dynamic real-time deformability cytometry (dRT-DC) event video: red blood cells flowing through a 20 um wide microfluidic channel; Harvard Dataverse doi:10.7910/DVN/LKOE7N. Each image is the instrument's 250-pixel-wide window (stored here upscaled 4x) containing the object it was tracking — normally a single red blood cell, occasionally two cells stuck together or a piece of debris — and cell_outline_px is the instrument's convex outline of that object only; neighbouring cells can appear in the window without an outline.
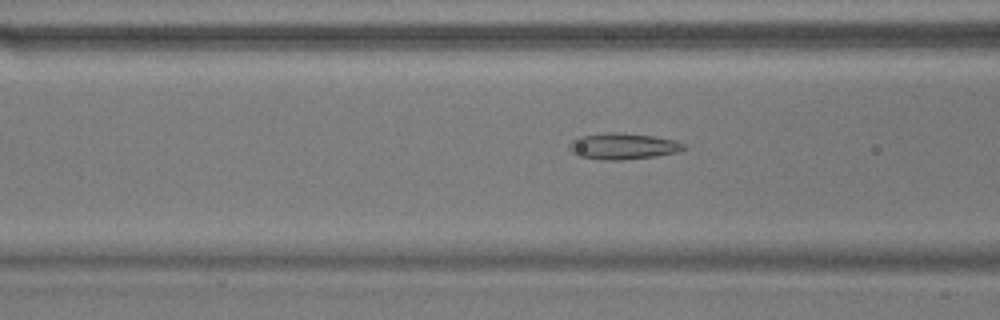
{"species": "common noctule bat (a hibernating species)", "species_latin": "Nyctalus noctula", "temperature_condition": "warm", "stored_images_in_passage": 40, "camera_frame_rate_fps": 3000, "um_per_image_px": 0.085, "animal": {"sex": "male", "body_mass_g": 17.9}, "frame": {"image": 1, "passage_image": 6, "time_ms": 1.667, "image_size_px": [1000, 320], "cell_outline_px": [[688, 148], [680, 152], [656, 156], [620, 160], [604, 160], [576, 156], [568, 148], [568, 144], [572, 140], [580, 136], [608, 132], [616, 132], [652, 136], [676, 140], [684, 144]], "centroid_in_image_um": [52.95, 12.43], "position_along_channel_um": 113.6, "area_um2": 17.69}}
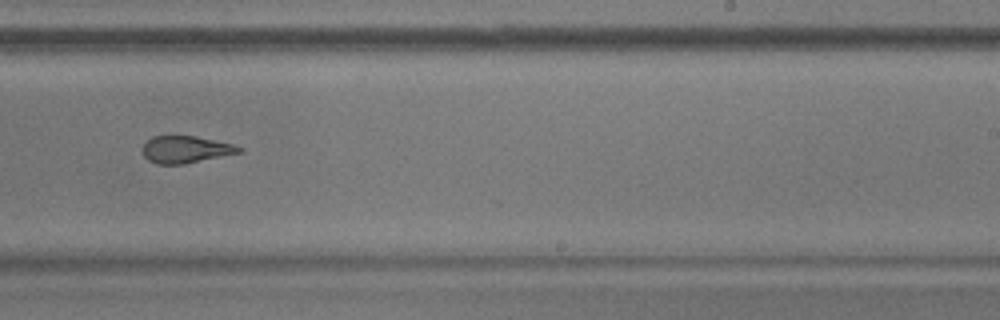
{"frame": {"image": 2, "passage_image": 19, "time_ms": 6.0, "image_size_px": [1000, 320], "cell_outline_px": [[244, 148], [240, 152], [184, 164], [156, 164], [148, 160], [144, 156], [144, 144], [152, 136], [196, 136], [232, 144]], "centroid_in_image_um": [15.77, 12.7], "position_along_channel_um": 273.2, "area_um2": 14.97}}
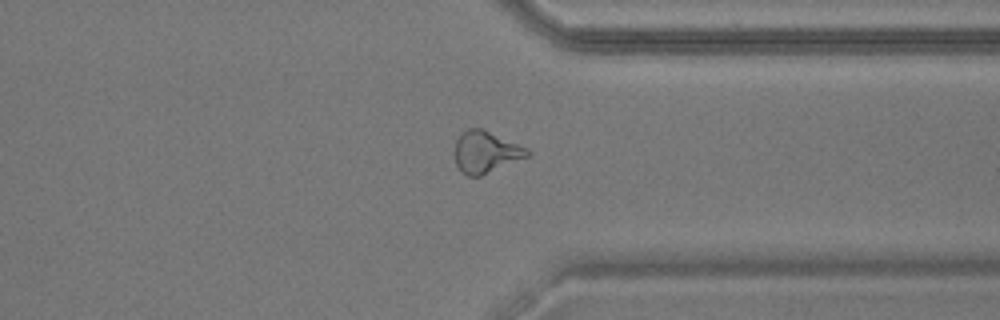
{"frame": {"image": 3, "passage_image": 27, "time_ms": 8.667, "image_size_px": [1000, 320], "cell_outline_px": [[532, 152], [528, 156], [480, 176], [468, 176], [460, 172], [456, 164], [452, 152], [456, 140], [468, 128], [484, 128], [528, 148]], "centroid_in_image_um": [41.26, 12.91], "position_along_channel_um": 370.1, "area_um2": 17.92}, "authors_computed_cell_mechanics": {"area_um2": 17.3111, "velocity_mm_per_s": 3.6833, "shape_relaxation_time_tau1_ms": null, "shape_relaxation_time_tau2_ms": 2.6783, "deformation_change_tau1": null, "deformation_change_tau2": 0.1}}